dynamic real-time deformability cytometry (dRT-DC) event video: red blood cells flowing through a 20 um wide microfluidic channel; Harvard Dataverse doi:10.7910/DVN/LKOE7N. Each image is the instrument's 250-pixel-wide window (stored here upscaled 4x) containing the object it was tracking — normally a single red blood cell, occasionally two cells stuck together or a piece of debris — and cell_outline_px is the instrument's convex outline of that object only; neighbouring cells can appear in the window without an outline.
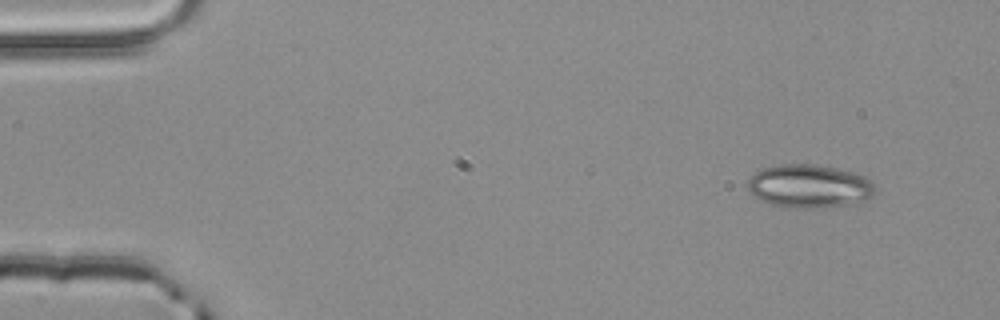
{"species": "common noctule bat (a hibernating species)", "species_latin": "Nyctalus noctula", "temperature_condition": "room temperature", "stored_images_in_passage": 4, "camera_frame_rate_fps": 3000, "um_per_image_px": 0.085, "animal": {"sex": "male", "body_mass_g": 20.4}, "frame": {"image": 1, "passage_image": 1, "time_ms": 0.0, "image_size_px": [1000, 320], "cell_outline_px": [[876, 188], [872, 196], [856, 204], [812, 208], [784, 208], [772, 204], [748, 192], [748, 180], [760, 168], [784, 164], [812, 164], [852, 172], [864, 176]], "centroid_in_image_um": [68.77, 15.84], "position_along_channel_um": 16.2, "area_um2": 31.96}}